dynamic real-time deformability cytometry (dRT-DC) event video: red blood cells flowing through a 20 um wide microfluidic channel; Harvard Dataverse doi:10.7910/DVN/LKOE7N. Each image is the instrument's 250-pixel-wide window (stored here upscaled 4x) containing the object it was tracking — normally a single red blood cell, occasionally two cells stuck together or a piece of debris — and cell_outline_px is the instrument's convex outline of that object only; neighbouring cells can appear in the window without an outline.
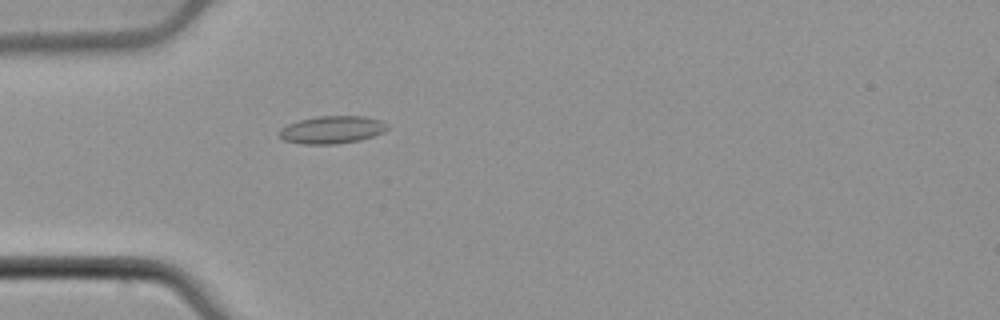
{"species": "common noctule bat (a hibernating species)", "species_latin": "Nyctalus noctula", "temperature_condition": "cold", "stored_images_in_passage": 38, "camera_frame_rate_fps": 3000, "um_per_image_px": 0.085, "animal": {"sex": "male", "body_mass_g": 21.5, "forearm_length_mm": 52.0}, "frame": {"image": 1, "passage_image": 1, "time_ms": 0.0, "image_size_px": [1000, 320], "cell_outline_px": [[388, 128], [384, 132], [360, 140], [336, 144], [304, 144], [284, 140], [276, 132], [280, 128], [288, 124], [300, 120], [316, 116], [364, 116], [380, 120], [388, 124]], "centroid_in_image_um": [28.21, 11.02], "position_along_channel_um": 56.8, "area_um2": 17.46}}
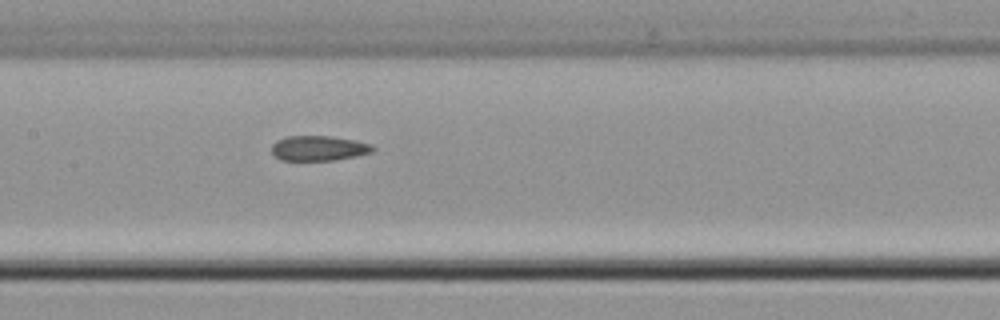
{"frame": {"image": 2, "passage_image": 11, "time_ms": 3.333, "image_size_px": [1000, 320], "cell_outline_px": [[376, 148], [372, 152], [356, 156], [332, 160], [280, 160], [272, 152], [272, 144], [276, 140], [284, 136], [332, 136], [356, 140], [372, 144]], "centroid_in_image_um": [27.1, 12.58], "position_along_channel_um": 180.3, "area_um2": 14.85}}
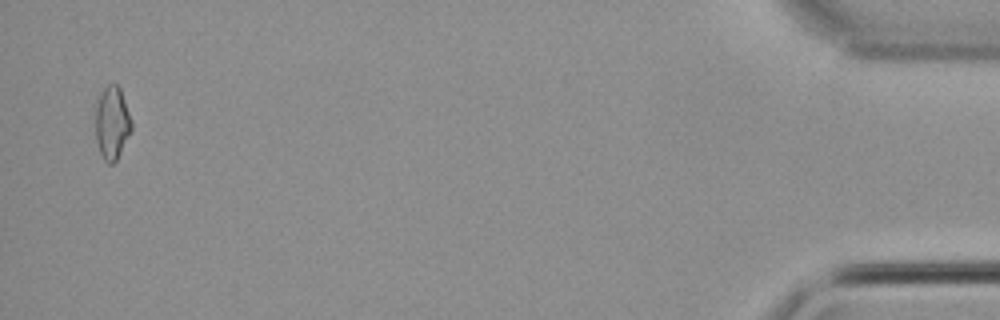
{"frame": {"image": 3, "passage_image": 37, "time_ms": 12.0, "image_size_px": [1000, 320], "cell_outline_px": [[132, 128], [116, 160], [112, 164], [108, 164], [104, 160], [100, 152], [96, 140], [96, 104], [100, 92], [108, 84], [116, 84], [120, 88], [132, 120]], "centroid_in_image_um": [9.52, 10.42], "position_along_channel_um": 425.7, "area_um2": 15.2}, "authors_computed_cell_mechanics": {"area_um2": 15.2014, "velocity_mm_per_s": 3.8643, "shape_relaxation_time_tau1_ms": null, "shape_relaxation_time_tau2_ms": 6.253, "deformation_change_tau1": null, "deformation_change_tau2": 0.1367}}